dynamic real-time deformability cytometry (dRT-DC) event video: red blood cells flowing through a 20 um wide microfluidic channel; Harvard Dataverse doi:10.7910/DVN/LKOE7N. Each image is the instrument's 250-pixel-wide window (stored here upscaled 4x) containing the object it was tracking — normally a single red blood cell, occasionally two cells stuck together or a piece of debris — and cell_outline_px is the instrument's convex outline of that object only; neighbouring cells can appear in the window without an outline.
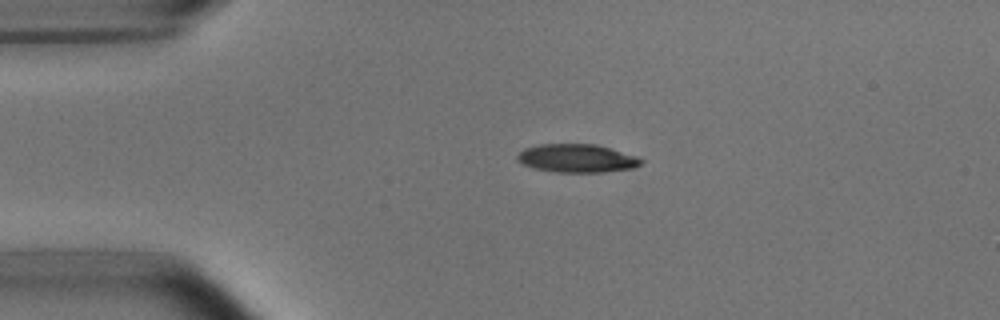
{"species": "common noctule bat (a hibernating species)", "species_latin": "Nyctalus noctula", "temperature_condition": "room temperature", "stored_images_in_passage": 42, "camera_frame_rate_fps": 3000, "um_per_image_px": 0.085, "animal": {"sex": "male", "body_mass_g": 15.6}, "frame": {"image": 1, "passage_image": 1, "time_ms": 0.0, "image_size_px": [1000, 320], "cell_outline_px": [[644, 160], [640, 164], [632, 168], [604, 172], [556, 172], [536, 168], [524, 164], [516, 156], [524, 148], [540, 144], [596, 144], [636, 156]], "centroid_in_image_um": [49.05, 13.45], "position_along_channel_um": 35.9, "area_um2": 20.11}}
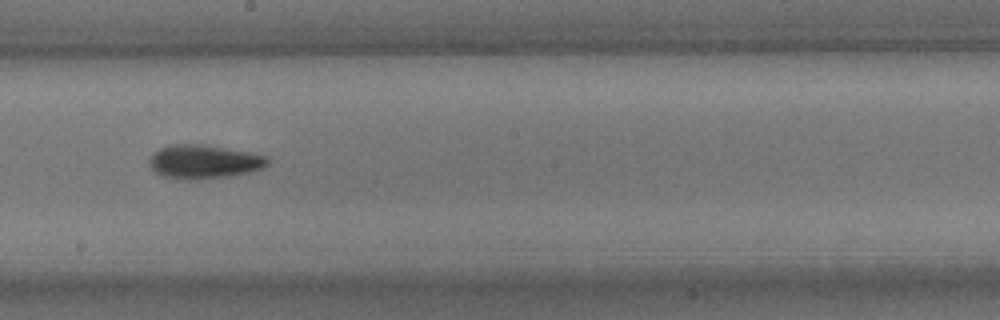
{"frame": {"image": 2, "passage_image": 19, "time_ms": 6.0, "image_size_px": [1000, 320], "cell_outline_px": [[268, 164], [260, 168], [248, 172], [232, 176], [200, 180], [180, 180], [164, 176], [156, 172], [148, 164], [148, 160], [160, 148], [168, 144], [204, 144], [248, 152], [268, 156]], "centroid_in_image_um": [17.31, 13.75], "position_along_channel_um": 230.9, "area_um2": 23.41}}
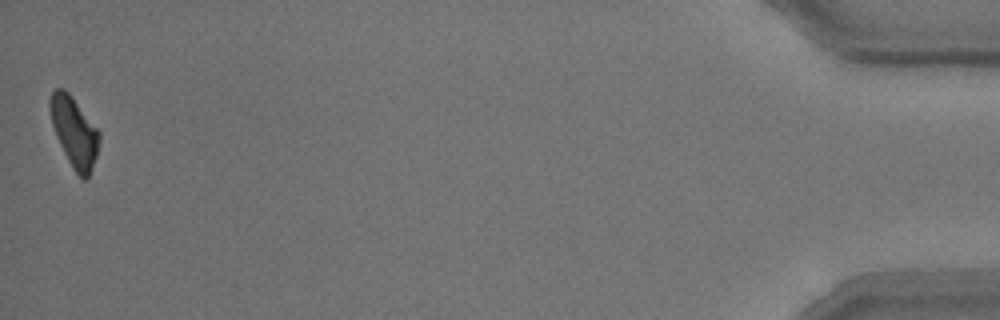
{"frame": {"image": 3, "passage_image": 42, "time_ms": 13.667, "image_size_px": [1000, 320], "cell_outline_px": [[100, 140], [96, 156], [92, 168], [88, 176], [84, 180], [72, 168], [56, 136], [52, 124], [48, 108], [48, 100], [52, 92], [56, 88], [64, 88], [68, 92], [100, 132]], "centroid_in_image_um": [6.29, 11.19], "position_along_channel_um": 428.9, "area_um2": 19.88}, "authors_computed_cell_mechanics": {"area_um2": 21.2126, "velocity_mm_per_s": 3.7877, "shape_relaxation_time_tau1_ms": 2.7104, "shape_relaxation_time_tau2_ms": 5.4496, "deformation_change_tau1": 0.1458, "deformation_change_tau2": 0.1414}}